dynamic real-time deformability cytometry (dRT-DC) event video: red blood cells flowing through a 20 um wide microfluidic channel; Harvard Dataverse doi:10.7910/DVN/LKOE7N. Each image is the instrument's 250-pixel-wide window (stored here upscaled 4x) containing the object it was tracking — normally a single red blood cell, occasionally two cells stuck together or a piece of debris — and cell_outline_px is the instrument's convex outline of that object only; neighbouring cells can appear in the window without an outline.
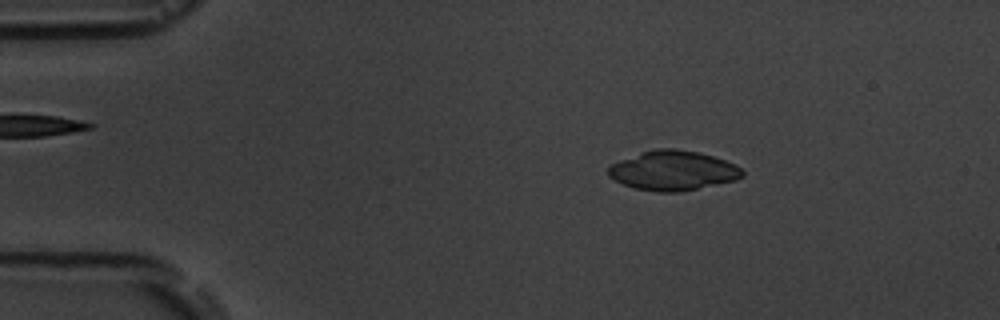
{"species": "common noctule bat (a hibernating species)", "species_latin": "Nyctalus noctula", "temperature_condition": "room temperature", "stored_images_in_passage": 4, "camera_frame_rate_fps": 3000, "um_per_image_px": 0.085, "animal": {"sex": "male", "body_mass_g": 19.5, "forearm_length_mm": 54.6}, "frame": {"image": 1, "passage_image": 2, "time_ms": 1.333, "image_size_px": [1000, 320], "cell_outline_px": [[744, 176], [736, 180], [676, 192], [656, 192], [636, 188], [624, 184], [608, 176], [608, 164], [640, 152], [656, 148], [676, 148], [700, 152], [736, 164], [744, 172]], "centroid_in_image_um": [57.18, 14.48], "position_along_channel_um": 27.8, "area_um2": 30.98}}